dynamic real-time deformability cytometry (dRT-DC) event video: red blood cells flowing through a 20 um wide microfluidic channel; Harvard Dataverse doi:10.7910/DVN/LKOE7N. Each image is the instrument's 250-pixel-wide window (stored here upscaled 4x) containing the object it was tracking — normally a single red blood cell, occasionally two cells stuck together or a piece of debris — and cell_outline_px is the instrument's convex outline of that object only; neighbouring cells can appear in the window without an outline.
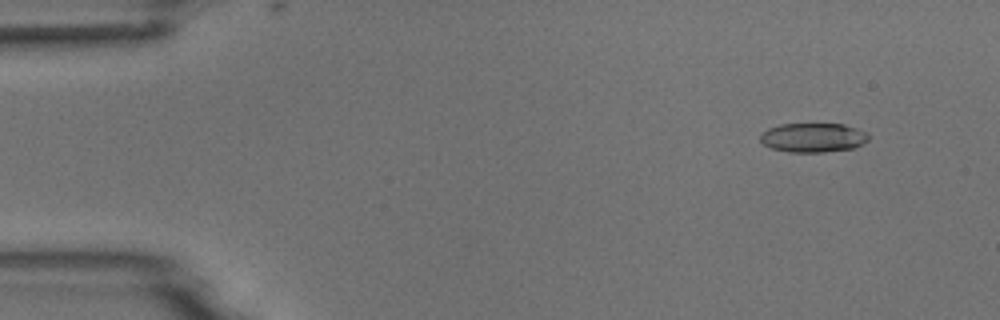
{"species": "common noctule bat (a hibernating species)", "species_latin": "Nyctalus noctula", "temperature_condition": "room temperature", "stored_images_in_passage": 5, "camera_frame_rate_fps": 3000, "um_per_image_px": 0.085, "animal": {"sex": "male", "body_mass_g": 18.8}, "frame": {"image": 1, "passage_image": 2, "time_ms": 0.333, "image_size_px": [1000, 320], "cell_outline_px": [[868, 140], [852, 148], [824, 152], [788, 152], [772, 148], [764, 144], [760, 140], [760, 132], [768, 128], [780, 124], [844, 124], [868, 132]], "centroid_in_image_um": [69.08, 11.69], "position_along_channel_um": 15.9, "area_um2": 18.44}}
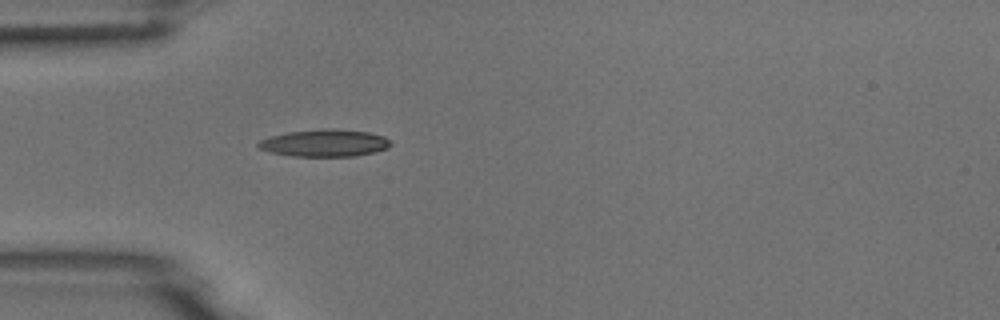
{"frame": {"image": 2, "passage_image": 5, "time_ms": 1.333, "image_size_px": [1000, 320], "cell_outline_px": [[392, 144], [388, 148], [376, 152], [356, 156], [292, 156], [272, 152], [260, 148], [256, 144], [260, 140], [272, 136], [288, 132], [324, 128], [368, 132], [384, 136]], "centroid_in_image_um": [27.63, 12.16], "position_along_channel_um": 57.4, "area_um2": 20.81}}